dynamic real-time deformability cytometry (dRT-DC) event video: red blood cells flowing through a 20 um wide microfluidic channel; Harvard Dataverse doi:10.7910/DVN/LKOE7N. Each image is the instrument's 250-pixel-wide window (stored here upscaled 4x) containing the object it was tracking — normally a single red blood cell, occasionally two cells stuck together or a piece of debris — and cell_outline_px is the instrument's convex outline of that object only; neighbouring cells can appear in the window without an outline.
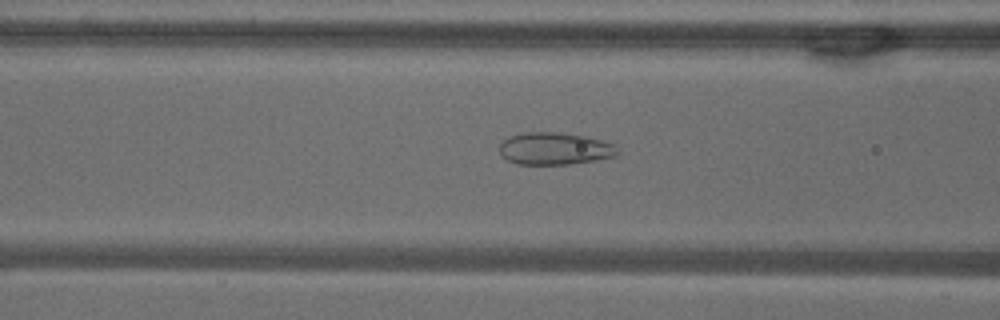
{"species": "common noctule bat (a hibernating species)", "species_latin": "Nyctalus noctula", "temperature_condition": "warm", "stored_images_in_passage": 53, "camera_frame_rate_fps": 3000, "um_per_image_px": 0.085, "animal": {"sex": "male", "body_mass_g": 18.8}, "frame": {"image": 1, "passage_image": 21, "time_ms": 6.667, "image_size_px": [1000, 320], "cell_outline_px": [[620, 152], [616, 156], [596, 160], [568, 164], [516, 164], [508, 160], [500, 152], [500, 144], [504, 140], [520, 132], [556, 132], [584, 136], [604, 140], [616, 144]], "centroid_in_image_um": [47.21, 12.63], "position_along_channel_um": 119.4, "area_um2": 22.25}}
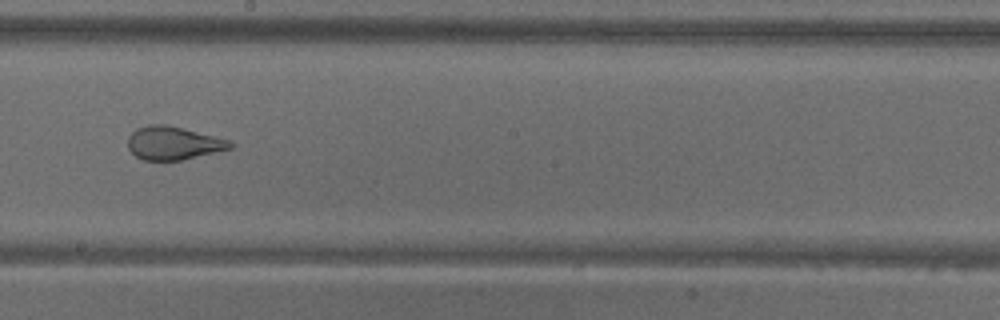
{"frame": {"image": 2, "passage_image": 30, "time_ms": 9.667, "image_size_px": [1000, 320], "cell_outline_px": [[236, 144], [232, 148], [216, 152], [180, 160], [144, 160], [136, 156], [128, 148], [128, 136], [136, 128], [148, 124], [164, 124], [216, 136], [228, 140]], "centroid_in_image_um": [14.73, 12.16], "position_along_channel_um": 233.5, "area_um2": 19.77}}
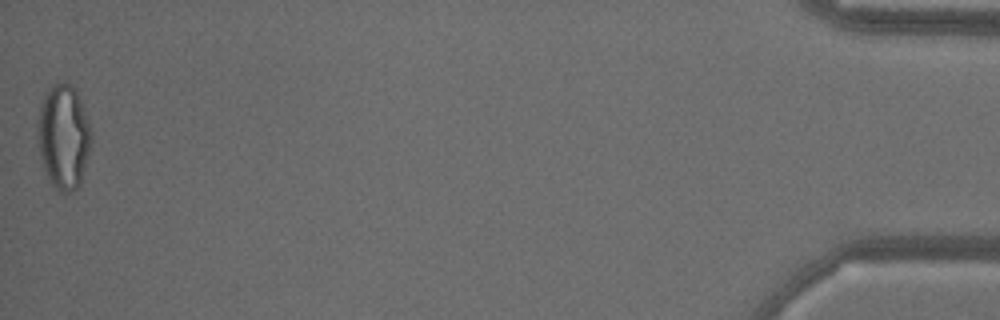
{"frame": {"image": 3, "passage_image": 53, "time_ms": 17.333, "image_size_px": [1000, 320], "cell_outline_px": [[92, 140], [80, 184], [72, 192], [60, 192], [52, 184], [44, 168], [40, 156], [36, 136], [36, 120], [40, 104], [48, 88], [64, 80], [72, 84], [80, 100], [88, 120], [92, 132]], "centroid_in_image_um": [5.38, 11.59], "position_along_channel_um": 429.8, "area_um2": 32.95}, "authors_computed_cell_mechanics": {"area_um2": 27.744, "velocity_mm_per_s": 3.7931, "shape_relaxation_time_tau1_ms": null, "shape_relaxation_time_tau2_ms": 0.6384, "deformation_change_tau1": null, "deformation_change_tau2": 0.0841}}